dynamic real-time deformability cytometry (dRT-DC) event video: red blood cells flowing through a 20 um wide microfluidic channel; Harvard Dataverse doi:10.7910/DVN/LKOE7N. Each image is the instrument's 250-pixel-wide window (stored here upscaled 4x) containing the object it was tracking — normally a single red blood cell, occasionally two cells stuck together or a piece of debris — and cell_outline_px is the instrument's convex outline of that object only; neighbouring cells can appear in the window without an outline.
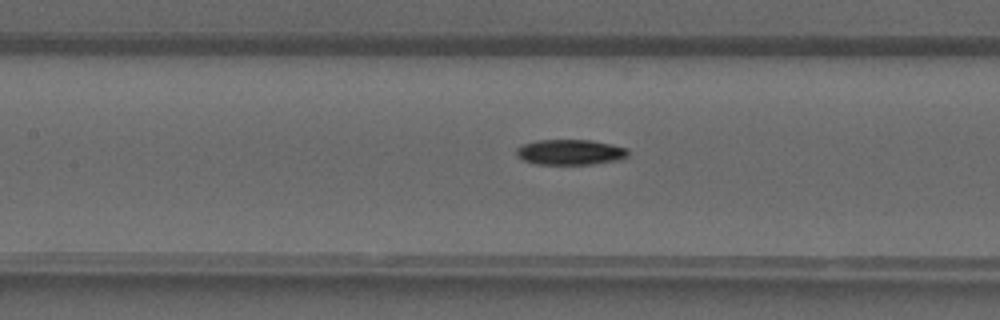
{"species": "common noctule bat (a hibernating species)", "species_latin": "Nyctalus noctula", "temperature_condition": "warm", "stored_images_in_passage": 30, "camera_frame_rate_fps": 3000, "um_per_image_px": 0.085, "animal": {"sex": "male", "forearm_length_mm": 52.5}, "frame": {"image": 1, "passage_image": 8, "time_ms": 2.333, "image_size_px": [1000, 320], "cell_outline_px": [[628, 156], [624, 160], [592, 164], [536, 164], [524, 160], [516, 156], [516, 148], [524, 144], [536, 140], [592, 140], [612, 144], [628, 148]], "centroid_in_image_um": [48.52, 12.93], "position_along_channel_um": 158.9, "area_um2": 16.76}}
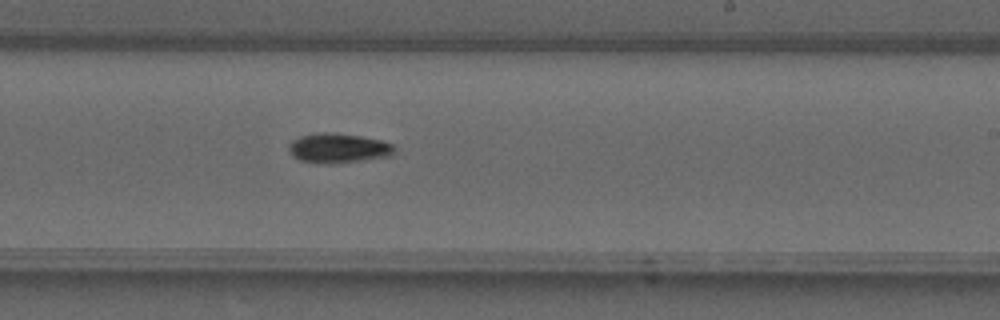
{"frame": {"image": 2, "passage_image": 14, "time_ms": 4.333, "image_size_px": [1000, 320], "cell_outline_px": [[396, 148], [392, 156], [364, 160], [300, 160], [292, 156], [288, 148], [288, 144], [292, 140], [300, 136], [316, 132], [332, 132], [360, 136], [380, 140], [392, 144]], "centroid_in_image_um": [28.78, 12.52], "position_along_channel_um": 260.2, "area_um2": 17.46}}
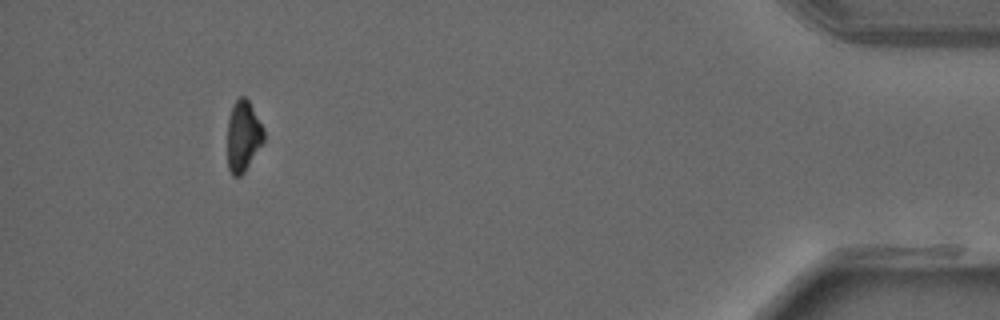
{"frame": {"image": 3, "passage_image": 27, "time_ms": 8.667, "image_size_px": [1000, 320], "cell_outline_px": [[264, 140], [244, 172], [240, 176], [232, 176], [228, 168], [228, 120], [232, 104], [240, 96], [244, 96], [248, 100], [264, 128]], "centroid_in_image_um": [20.66, 11.55], "position_along_channel_um": 414.5, "area_um2": 14.91}}